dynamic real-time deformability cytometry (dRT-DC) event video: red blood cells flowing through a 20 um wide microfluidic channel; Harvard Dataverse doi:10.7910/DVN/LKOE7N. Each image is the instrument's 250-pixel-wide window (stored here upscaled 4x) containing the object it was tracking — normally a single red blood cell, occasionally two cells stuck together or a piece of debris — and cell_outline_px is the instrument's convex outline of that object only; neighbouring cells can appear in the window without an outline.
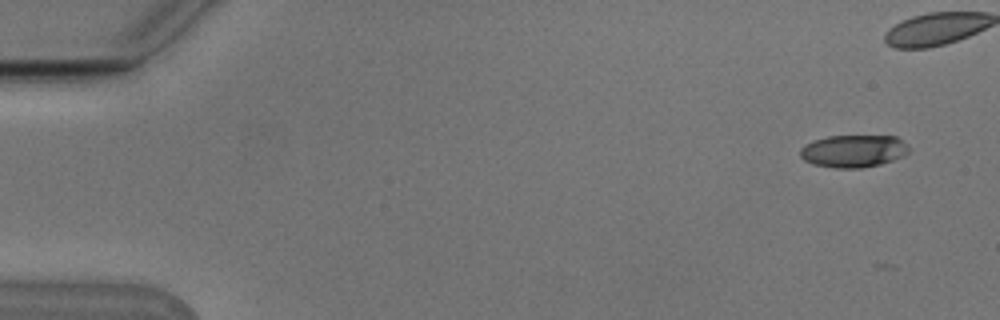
{"species": "Egyptian fruit bat (a non-hibernating species)", "species_latin": "Rousettus aegyptiacus", "temperature_condition": "cold", "stored_images_in_passage": 6, "camera_frame_rate_fps": 3000, "um_per_image_px": 0.085, "animal": {"sex": "male"}, "frame": {"image": 1, "passage_image": 1, "time_ms": 0.0, "image_size_px": [1000, 320], "cell_outline_px": [[908, 152], [904, 156], [880, 164], [860, 168], [836, 168], [812, 164], [804, 160], [800, 156], [800, 148], [804, 144], [828, 136], [896, 136], [908, 148]], "centroid_in_image_um": [72.5, 12.84], "position_along_channel_um": 12.5, "area_um2": 20.4}}
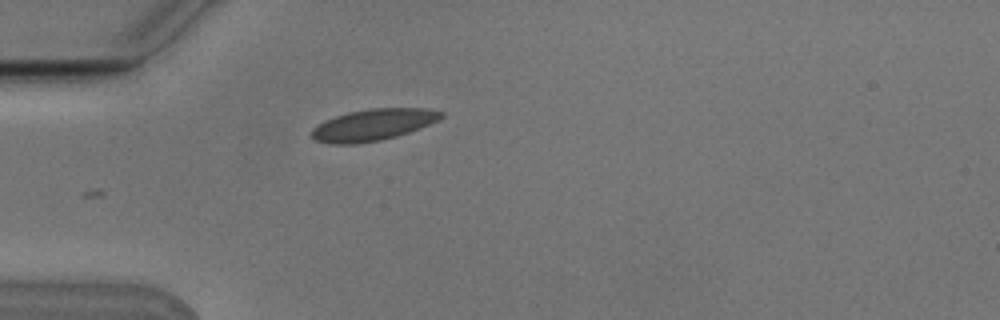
{"frame": {"image": 2, "passage_image": 6, "time_ms": 1.667, "image_size_px": [1000, 320], "cell_outline_px": [[444, 116], [440, 120], [408, 132], [396, 136], [380, 140], [356, 144], [332, 144], [316, 140], [312, 136], [312, 128], [324, 120], [348, 112], [368, 108], [428, 108], [444, 112]], "centroid_in_image_um": [31.73, 10.59], "position_along_channel_um": 53.3, "area_um2": 23.81}}